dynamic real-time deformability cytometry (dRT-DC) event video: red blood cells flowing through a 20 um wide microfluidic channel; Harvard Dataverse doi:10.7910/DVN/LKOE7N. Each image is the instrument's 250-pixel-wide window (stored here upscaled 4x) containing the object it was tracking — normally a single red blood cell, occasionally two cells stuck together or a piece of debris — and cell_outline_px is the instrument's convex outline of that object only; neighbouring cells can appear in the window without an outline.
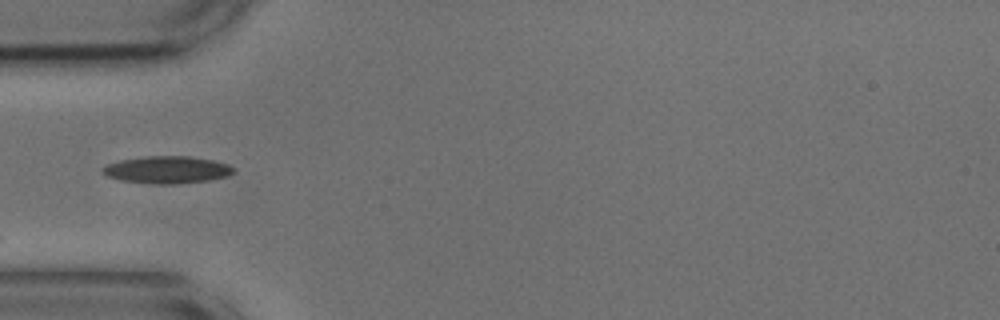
{"species": "common noctule bat (a hibernating species)", "species_latin": "Nyctalus noctula", "temperature_condition": "cold", "stored_images_in_passage": 7, "camera_frame_rate_fps": 3000, "um_per_image_px": 0.085, "animal": {"sex": "male", "body_mass_g": 17.9, "forearm_length_mm": 54.2}, "frame": {"image": 1, "passage_image": 5, "time_ms": 1.333, "image_size_px": [1000, 320], "cell_outline_px": [[236, 172], [228, 176], [208, 180], [176, 184], [152, 184], [120, 180], [108, 176], [100, 172], [100, 168], [108, 164], [120, 160], [144, 156], [188, 156], [212, 160], [228, 164]], "centroid_in_image_um": [14.17, 14.43], "position_along_channel_um": 70.8, "area_um2": 20.87}}